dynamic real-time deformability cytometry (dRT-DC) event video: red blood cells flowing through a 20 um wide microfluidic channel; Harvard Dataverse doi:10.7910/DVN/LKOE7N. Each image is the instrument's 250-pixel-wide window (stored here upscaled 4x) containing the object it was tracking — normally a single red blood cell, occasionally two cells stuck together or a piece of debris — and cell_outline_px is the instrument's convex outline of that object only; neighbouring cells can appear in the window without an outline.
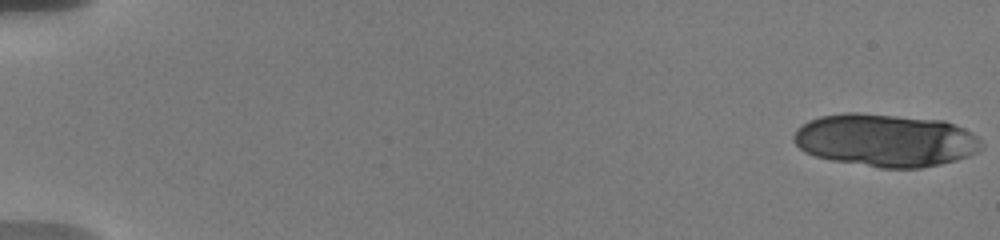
{"species": "human", "species_latin": "Homo sapiens", "temperature_condition": "warm", "stored_images_in_passage": 21, "camera_frame_rate_fps": 3000, "um_per_image_px": 0.085, "donor": {"sex": "male"}, "frame": {"image": 1, "passage_image": 1, "time_ms": 0.0, "image_size_px": [1000, 240], "cell_outline_px": [[984, 148], [968, 156], [956, 160], [940, 164], [920, 168], [880, 168], [832, 160], [816, 156], [804, 152], [792, 140], [792, 136], [796, 128], [808, 120], [820, 116], [844, 112], [856, 112], [944, 120], [956, 124], [980, 136], [984, 144]], "centroid_in_image_um": [75.29, 11.91], "position_along_channel_um": 9.7, "area_um2": 58.49}}